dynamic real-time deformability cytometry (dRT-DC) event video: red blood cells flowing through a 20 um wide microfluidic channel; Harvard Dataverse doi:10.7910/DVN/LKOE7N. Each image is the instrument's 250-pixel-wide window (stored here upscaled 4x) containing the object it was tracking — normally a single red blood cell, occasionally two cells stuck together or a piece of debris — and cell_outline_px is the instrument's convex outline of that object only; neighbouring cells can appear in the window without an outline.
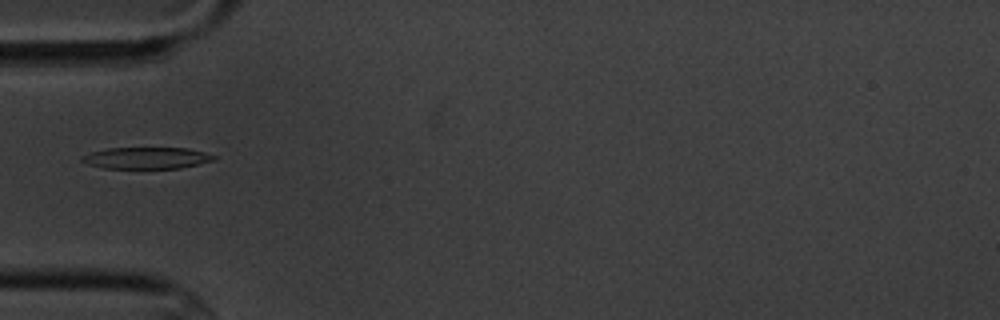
{"species": "common noctule bat (a hibernating species)", "species_latin": "Nyctalus noctula", "temperature_condition": "cold", "stored_images_in_passage": 4, "camera_frame_rate_fps": 3000, "um_per_image_px": 0.085, "animal": {"sex": "male", "body_mass_g": 20.1, "forearm_length_mm": 53.5}, "frame": {"image": 1, "passage_image": 3, "time_ms": 2.333, "image_size_px": [1000, 320], "cell_outline_px": [[216, 160], [200, 164], [180, 168], [104, 168], [88, 164], [80, 160], [80, 156], [92, 152], [108, 148], [188, 148], [204, 152], [216, 156]], "centroid_in_image_um": [12.48, 13.43], "position_along_channel_um": 72.5, "area_um2": 16.59}}
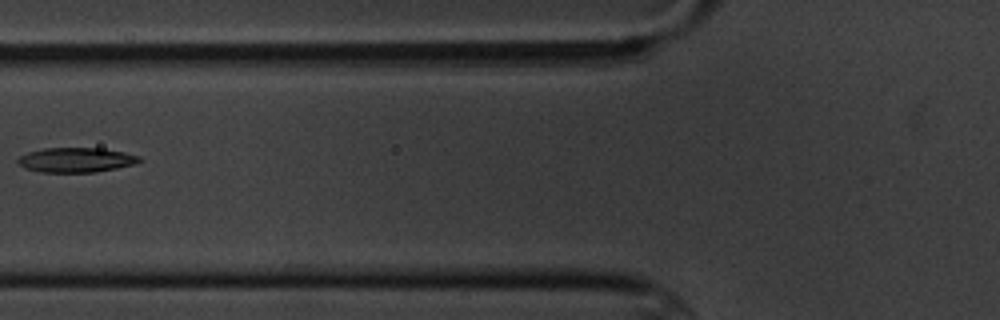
{"frame": {"image": 2, "passage_image": 4, "time_ms": 3.667, "image_size_px": [1000, 320], "cell_outline_px": [[144, 160], [132, 164], [116, 168], [96, 172], [40, 172], [28, 168], [20, 164], [16, 160], [20, 156], [28, 152], [44, 148], [100, 148], [124, 152], [140, 156]], "centroid_in_image_um": [6.49, 13.59], "position_along_channel_um": 119.3, "area_um2": 17.34}}